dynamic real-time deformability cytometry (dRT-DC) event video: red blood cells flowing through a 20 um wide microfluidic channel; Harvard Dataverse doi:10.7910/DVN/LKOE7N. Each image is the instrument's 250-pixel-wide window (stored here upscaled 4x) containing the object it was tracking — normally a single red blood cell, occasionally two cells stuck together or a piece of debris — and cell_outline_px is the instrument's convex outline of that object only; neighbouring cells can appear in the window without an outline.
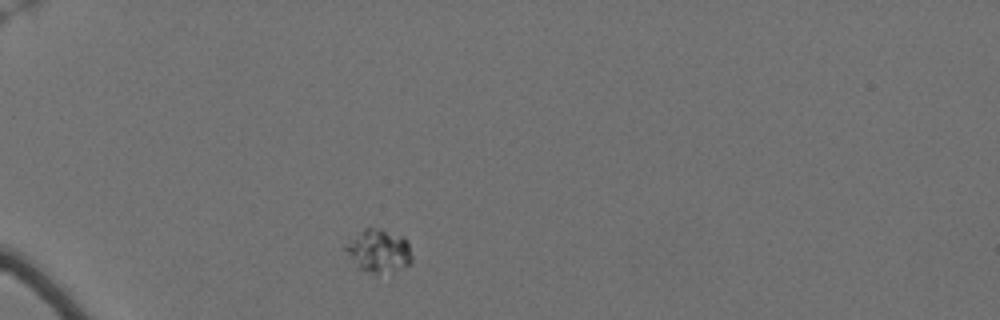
{"species": "Egyptian fruit bat (a non-hibernating species)", "species_latin": "Rousettus aegyptiacus", "temperature_condition": "cold", "stored_images_in_passage": 15, "camera_frame_rate_fps": 3000, "um_per_image_px": 0.085, "animal": {"sex": "female"}, "frame": {"image": 1, "passage_image": 1, "time_ms": 0.0, "image_size_px": [1000, 320], "cell_outline_px": [[412, 264], [392, 280], [376, 276], [356, 268], [340, 248], [348, 236], [364, 228], [380, 228], [404, 236], [408, 240], [412, 256]], "centroid_in_image_um": [32.17, 21.44], "position_along_channel_um": 52.8, "area_um2": 19.13}}
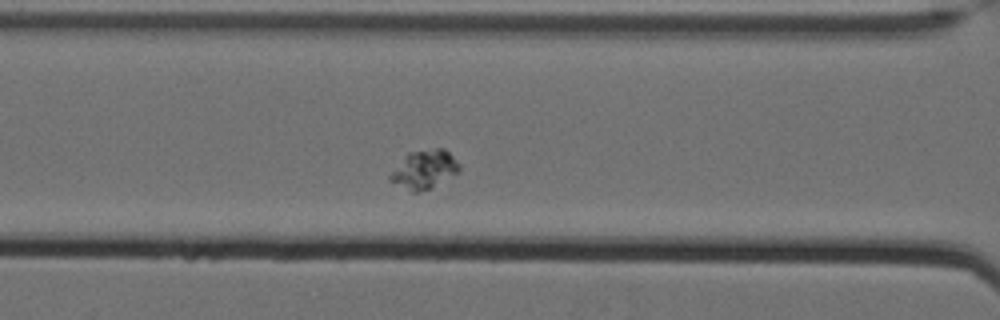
{"frame": {"image": 2, "passage_image": 11, "time_ms": 3.333, "image_size_px": [1000, 320], "cell_outline_px": [[460, 168], [456, 172], [432, 188], [420, 192], [412, 192], [388, 180], [388, 176], [404, 156], [408, 152], [436, 148], [444, 148], [460, 164]], "centroid_in_image_um": [36.03, 14.4], "position_along_channel_um": 130.6, "area_um2": 15.37}}
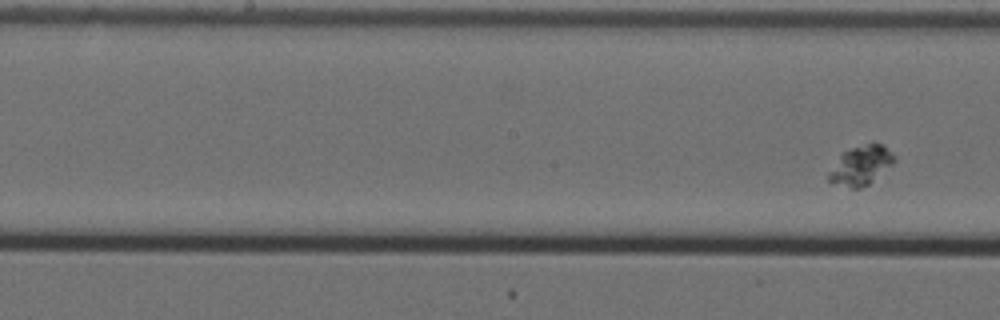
{"frame": {"image": 3, "passage_image": 15, "time_ms": 4.667, "image_size_px": [1000, 320], "cell_outline_px": [[896, 160], [892, 164], [868, 184], [860, 188], [852, 188], [832, 184], [828, 180], [828, 172], [840, 152], [872, 140], [884, 144], [896, 156]], "centroid_in_image_um": [73.16, 14.0], "position_along_channel_um": 175.0, "area_um2": 15.49}}